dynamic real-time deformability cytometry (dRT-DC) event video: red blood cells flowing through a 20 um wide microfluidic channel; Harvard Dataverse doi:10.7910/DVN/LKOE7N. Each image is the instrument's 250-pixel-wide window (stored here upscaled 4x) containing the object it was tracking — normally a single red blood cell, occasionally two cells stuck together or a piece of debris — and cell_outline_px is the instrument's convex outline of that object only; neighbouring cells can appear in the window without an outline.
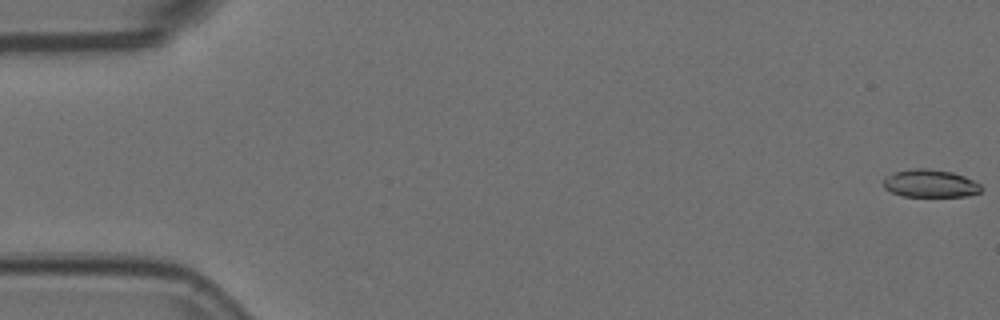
{"species": "Egyptian fruit bat (a non-hibernating species)", "species_latin": "Rousettus aegyptiacus", "temperature_condition": "room temperature", "stored_images_in_passage": 22, "camera_frame_rate_fps": 3000, "um_per_image_px": 0.085, "animal": {"sex": "female"}, "frame": {"image": 1, "passage_image": 1, "time_ms": 0.0, "image_size_px": [1000, 320], "cell_outline_px": [[984, 188], [980, 192], [968, 196], [904, 196], [892, 192], [884, 188], [884, 180], [888, 176], [896, 172], [916, 168], [928, 168], [952, 172], [964, 176], [980, 184]], "centroid_in_image_um": [79.12, 15.6], "position_along_channel_um": 5.9, "area_um2": 15.66}}
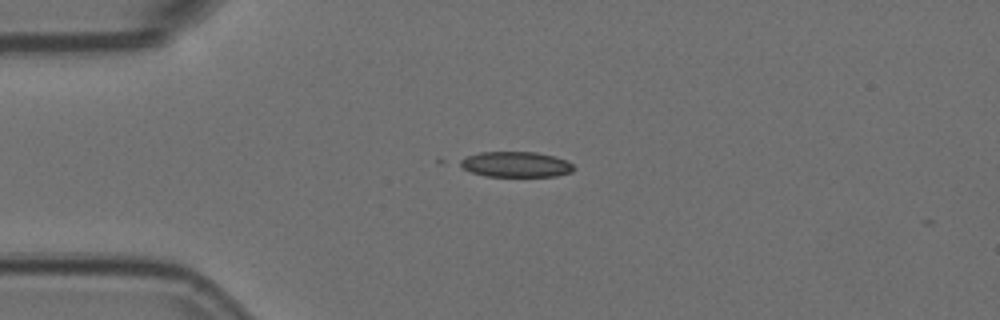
{"frame": {"image": 2, "passage_image": 14, "time_ms": 4.333, "image_size_px": [1000, 320], "cell_outline_px": [[572, 172], [556, 176], [484, 176], [472, 172], [456, 164], [460, 160], [468, 156], [480, 152], [536, 152], [552, 156], [564, 160], [572, 164]], "centroid_in_image_um": [43.8, 13.97], "position_along_channel_um": 41.2, "area_um2": 16.65}}
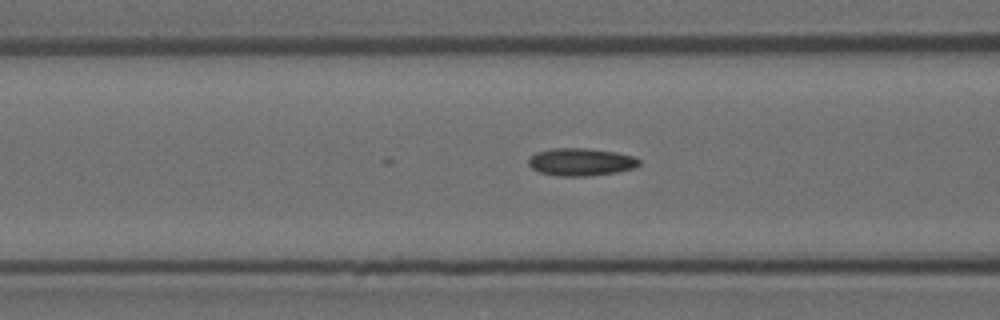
{"frame": {"image": 3, "passage_image": 22, "time_ms": 7.0, "image_size_px": [1000, 320], "cell_outline_px": [[640, 164], [636, 168], [616, 172], [588, 176], [560, 176], [540, 172], [532, 168], [528, 164], [528, 160], [536, 152], [552, 148], [584, 148], [616, 152], [632, 156], [640, 160]], "centroid_in_image_um": [49.39, 13.76], "position_along_channel_um": 117.2, "area_um2": 17.74}}